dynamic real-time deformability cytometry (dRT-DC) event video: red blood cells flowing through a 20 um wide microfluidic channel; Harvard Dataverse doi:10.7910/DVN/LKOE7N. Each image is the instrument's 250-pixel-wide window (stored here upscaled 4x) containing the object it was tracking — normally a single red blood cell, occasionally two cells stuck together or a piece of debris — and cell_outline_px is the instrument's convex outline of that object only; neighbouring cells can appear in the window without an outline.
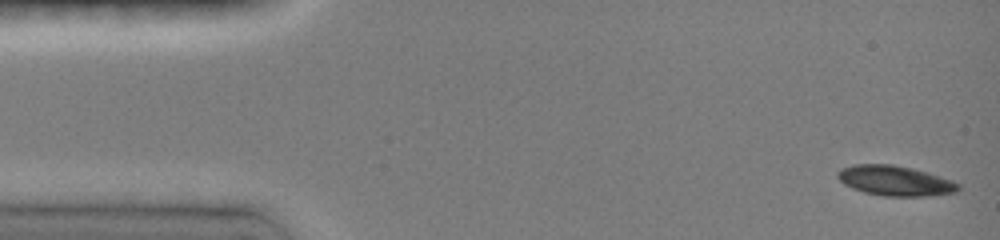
{"species": "common noctule bat (a hibernating species)", "species_latin": "Nyctalus noctula", "temperature_condition": "room temperature", "stored_images_in_passage": 11, "camera_frame_rate_fps": 3000, "um_per_image_px": 0.085, "animal": {"sex": "female", "body_mass_g": 19.0, "forearm_length_mm": 51.5}, "frame": {"image": 1, "passage_image": 1, "time_ms": 0.0, "image_size_px": [1000, 240], "cell_outline_px": [[960, 188], [956, 192], [928, 196], [884, 196], [864, 192], [852, 188], [844, 184], [836, 176], [836, 172], [840, 168], [852, 164], [892, 164], [912, 168], [928, 172], [952, 180], [960, 184]], "centroid_in_image_um": [76.06, 15.35], "position_along_channel_um": 8.9, "area_um2": 21.33}}